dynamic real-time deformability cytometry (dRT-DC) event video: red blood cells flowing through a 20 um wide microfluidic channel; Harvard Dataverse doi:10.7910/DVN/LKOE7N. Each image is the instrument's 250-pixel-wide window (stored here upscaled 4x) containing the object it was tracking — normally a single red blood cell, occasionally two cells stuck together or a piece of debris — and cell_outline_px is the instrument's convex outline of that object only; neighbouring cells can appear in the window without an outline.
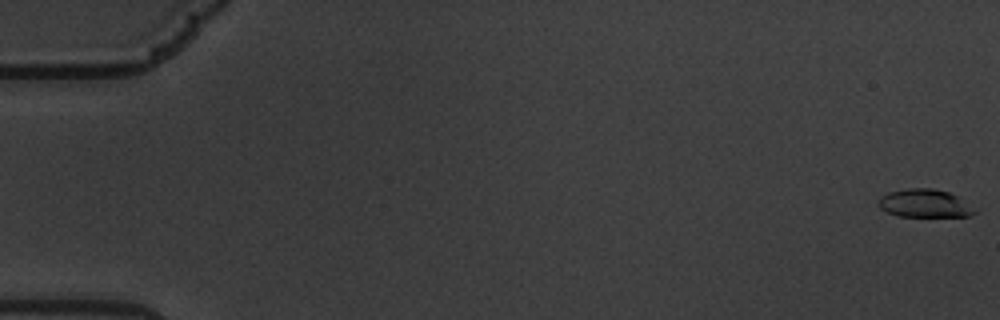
{"species": "common noctule bat (a hibernating species)", "species_latin": "Nyctalus noctula", "temperature_condition": "warm", "stored_images_in_passage": 61, "camera_frame_rate_fps": 3000, "um_per_image_px": 0.085, "animal": {"sex": "male", "body_mass_g": 19.5, "forearm_length_mm": 54.6}, "frame": {"image": 1, "passage_image": 1, "time_ms": 0.0, "image_size_px": [1000, 320], "cell_outline_px": [[976, 212], [968, 216], [900, 216], [888, 212], [880, 208], [880, 196], [888, 192], [908, 188], [932, 188], [948, 192], [960, 196]], "centroid_in_image_um": [78.59, 17.27], "position_along_channel_um": 6.4, "area_um2": 15.55}}
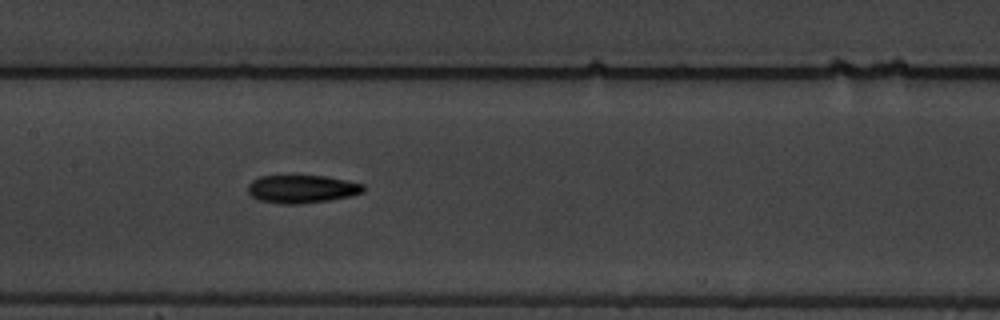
{"frame": {"image": 2, "passage_image": 31, "time_ms": 10.0, "image_size_px": [1000, 320], "cell_outline_px": [[364, 192], [352, 196], [328, 200], [296, 204], [280, 204], [260, 200], [252, 196], [248, 192], [248, 184], [252, 180], [260, 176], [324, 176], [364, 184]], "centroid_in_image_um": [25.65, 16.07], "position_along_channel_um": 181.7, "area_um2": 18.73}}
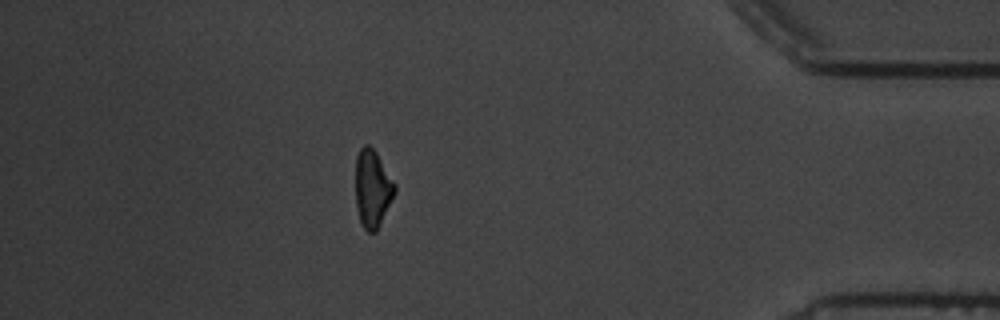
{"frame": {"image": 3, "passage_image": 54, "time_ms": 17.667, "image_size_px": [1000, 320], "cell_outline_px": [[396, 192], [376, 232], [368, 232], [364, 228], [360, 220], [356, 208], [356, 156], [360, 148], [364, 144], [368, 144], [376, 152], [396, 184]], "centroid_in_image_um": [31.66, 16.02], "position_along_channel_um": 403.5, "area_um2": 17.74}, "authors_computed_cell_mechanics": {"area_um2": 17.7446, "velocity_mm_per_s": 3.4195, "shape_relaxation_time_tau1_ms": 3.0044, "shape_relaxation_time_tau2_ms": 7.3938, "deformation_change_tau1": 0.1373, "deformation_change_tau2": 0.1558}}